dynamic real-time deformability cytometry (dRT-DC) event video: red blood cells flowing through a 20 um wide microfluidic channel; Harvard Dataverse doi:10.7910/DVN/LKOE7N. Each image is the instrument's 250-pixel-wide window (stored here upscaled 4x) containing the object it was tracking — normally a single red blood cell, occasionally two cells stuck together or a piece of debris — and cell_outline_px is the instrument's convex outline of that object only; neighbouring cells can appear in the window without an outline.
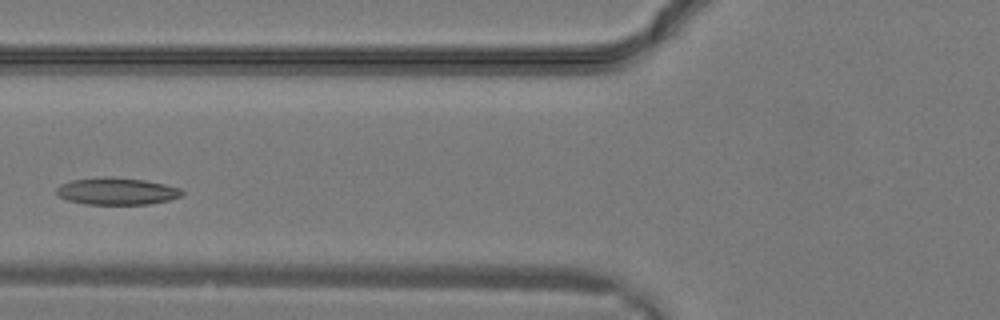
{"species": "common noctule bat (a hibernating species)", "species_latin": "Nyctalus noctula", "temperature_condition": "warm", "stored_images_in_passage": 10, "camera_frame_rate_fps": 3000, "um_per_image_px": 0.085, "animal": {"sex": "male", "body_mass_g": 19.2, "forearm_length_mm": 51.8}, "frame": {"image": 1, "passage_image": 7, "time_ms": 2.0, "image_size_px": [1000, 320], "cell_outline_px": [[184, 196], [168, 200], [148, 204], [84, 204], [68, 200], [60, 196], [56, 192], [56, 188], [60, 184], [72, 180], [108, 176], [144, 180], [164, 184], [180, 188], [184, 192]], "centroid_in_image_um": [9.94, 16.25], "position_along_channel_um": 115.9, "area_um2": 19.77}}
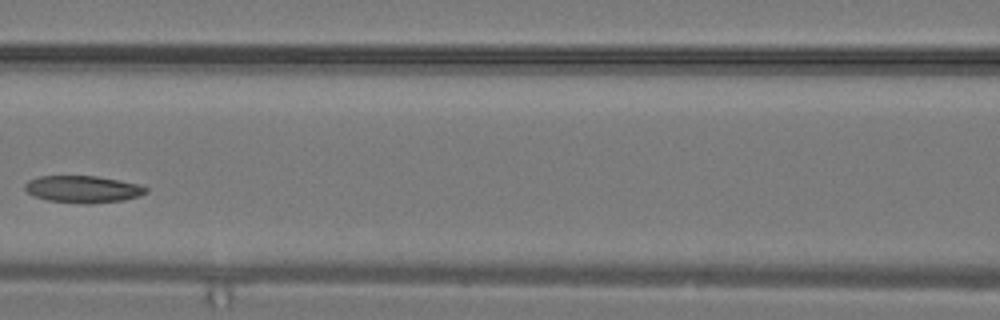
{"frame": {"image": 2, "passage_image": 9, "time_ms": 2.667, "image_size_px": [1000, 320], "cell_outline_px": [[148, 192], [140, 196], [124, 200], [88, 204], [84, 204], [48, 200], [36, 196], [28, 192], [24, 188], [24, 184], [28, 180], [40, 176], [96, 176], [140, 184], [148, 188]], "centroid_in_image_um": [7.08, 16.08], "position_along_channel_um": 159.5, "area_um2": 19.07}}